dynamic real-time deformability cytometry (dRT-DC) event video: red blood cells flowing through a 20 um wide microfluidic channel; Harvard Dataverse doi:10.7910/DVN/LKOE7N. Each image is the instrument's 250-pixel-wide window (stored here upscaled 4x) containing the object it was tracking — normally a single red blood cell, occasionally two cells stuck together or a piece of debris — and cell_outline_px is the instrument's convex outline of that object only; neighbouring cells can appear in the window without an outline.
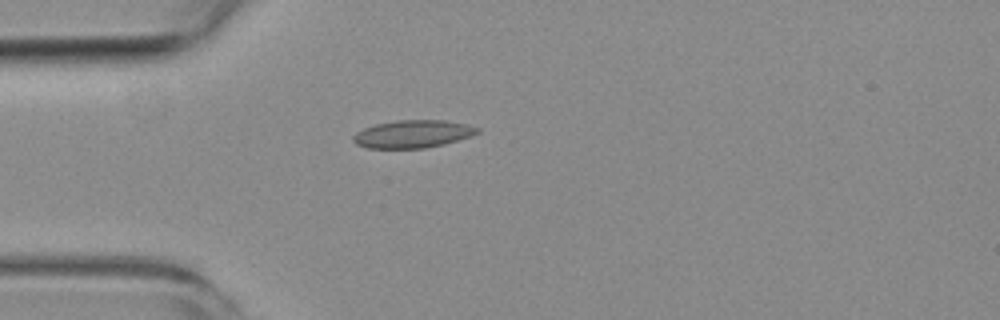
{"species": "common noctule bat (a hibernating species)", "species_latin": "Nyctalus noctula", "temperature_condition": "room temperature", "stored_images_in_passage": 1, "camera_frame_rate_fps": 3000, "um_per_image_px": 0.085, "animal": {"sex": "female", "body_mass_g": 19.3, "forearm_length_mm": 54.1}, "frame": {"image": 1, "passage_image": 1, "time_ms": 0.0, "image_size_px": [1000, 320], "cell_outline_px": [[480, 132], [472, 136], [444, 144], [424, 148], [368, 148], [356, 144], [352, 140], [352, 136], [356, 132], [364, 128], [376, 124], [396, 120], [444, 120], [468, 124], [480, 128]], "centroid_in_image_um": [35.11, 11.38], "position_along_channel_um": 49.9, "area_um2": 20.17}}